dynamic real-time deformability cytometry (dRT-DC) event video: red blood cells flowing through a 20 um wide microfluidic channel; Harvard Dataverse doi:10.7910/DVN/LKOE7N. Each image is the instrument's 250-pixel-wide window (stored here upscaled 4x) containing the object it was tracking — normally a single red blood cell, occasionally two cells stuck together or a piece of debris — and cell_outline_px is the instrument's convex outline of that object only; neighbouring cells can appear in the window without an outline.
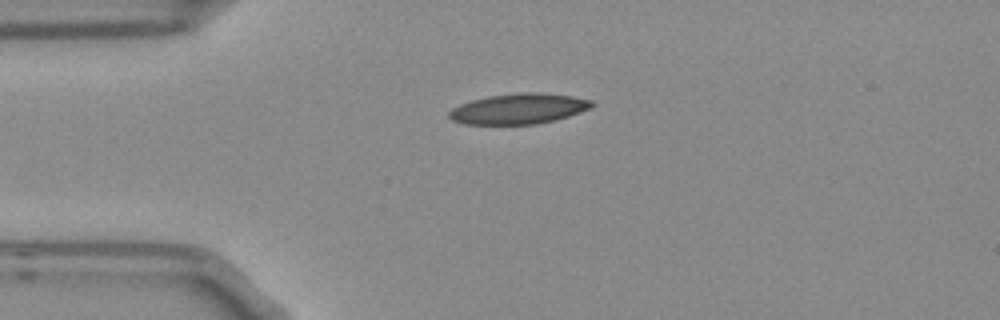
{"species": "Egyptian fruit bat (a non-hibernating species)", "species_latin": "Rousettus aegyptiacus", "temperature_condition": "room temperature", "stored_images_in_passage": 4, "camera_frame_rate_fps": 3000, "um_per_image_px": 0.085, "frame": {"image": 1, "passage_image": 4, "time_ms": 1.0, "image_size_px": [1000, 320], "cell_outline_px": [[596, 104], [592, 108], [556, 120], [536, 124], [464, 124], [452, 120], [448, 116], [448, 112], [452, 108], [460, 104], [472, 100], [488, 96], [520, 92], [540, 92], [572, 96], [592, 100]], "centroid_in_image_um": [44.11, 9.24], "position_along_channel_um": 40.9, "area_um2": 25.49}}